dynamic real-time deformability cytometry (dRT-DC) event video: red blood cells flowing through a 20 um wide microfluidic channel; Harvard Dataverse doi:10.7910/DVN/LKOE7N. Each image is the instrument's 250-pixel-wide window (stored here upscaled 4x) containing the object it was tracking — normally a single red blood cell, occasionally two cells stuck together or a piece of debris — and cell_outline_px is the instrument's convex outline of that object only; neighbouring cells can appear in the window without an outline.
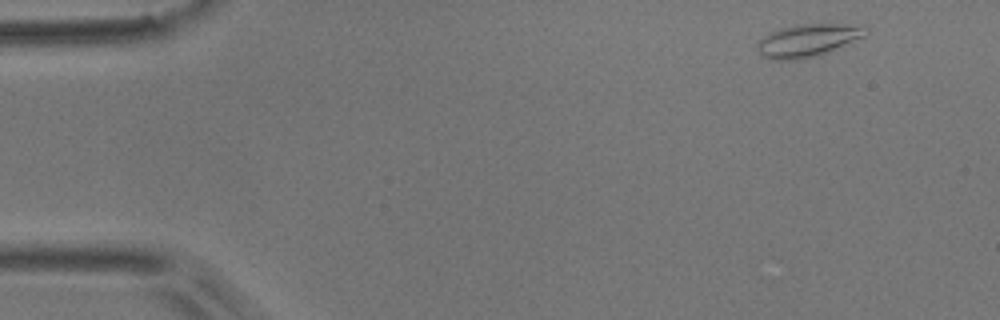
{"species": "common noctule bat (a hibernating species)", "species_latin": "Nyctalus noctula", "temperature_condition": "room temperature", "stored_images_in_passage": 4, "camera_frame_rate_fps": 3000, "um_per_image_px": 0.085, "animal": {"sex": "male", "body_mass_g": 17.9}, "frame": {"image": 1, "passage_image": 1, "time_ms": 0.0, "image_size_px": [1000, 320], "cell_outline_px": [[868, 32], [864, 36], [828, 52], [796, 60], [768, 60], [756, 48], [756, 44], [768, 32], [792, 24], [864, 24], [868, 28]], "centroid_in_image_um": [68.66, 3.41], "position_along_channel_um": 16.3, "area_um2": 20.81}}